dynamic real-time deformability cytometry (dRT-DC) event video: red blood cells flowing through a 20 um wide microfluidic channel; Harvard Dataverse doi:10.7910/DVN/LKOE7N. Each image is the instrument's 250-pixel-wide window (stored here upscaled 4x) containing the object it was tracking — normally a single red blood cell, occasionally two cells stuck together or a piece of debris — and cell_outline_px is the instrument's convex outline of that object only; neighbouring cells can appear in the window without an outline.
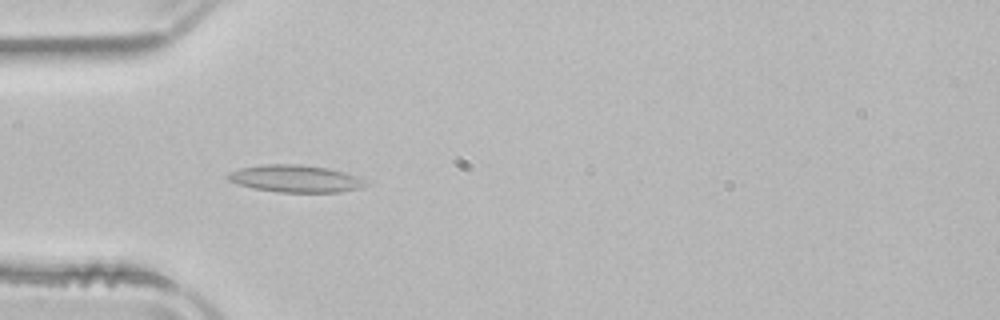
{"species": "common noctule bat (a hibernating species)", "species_latin": "Nyctalus noctula", "temperature_condition": "room temperature", "stored_images_in_passage": 52, "camera_frame_rate_fps": 3000, "um_per_image_px": 0.085, "animal": {"sex": "male", "body_mass_g": 21.5, "forearm_length_mm": 52.0}, "frame": {"image": 1, "passage_image": 16, "time_ms": 5.0, "image_size_px": [1000, 320], "cell_outline_px": [[368, 184], [360, 188], [340, 192], [276, 192], [252, 188], [228, 180], [224, 176], [228, 172], [240, 168], [264, 164], [300, 164], [328, 168], [344, 172], [356, 176], [364, 180]], "centroid_in_image_um": [25.07, 15.18], "position_along_channel_um": 59.9, "area_um2": 21.91}}
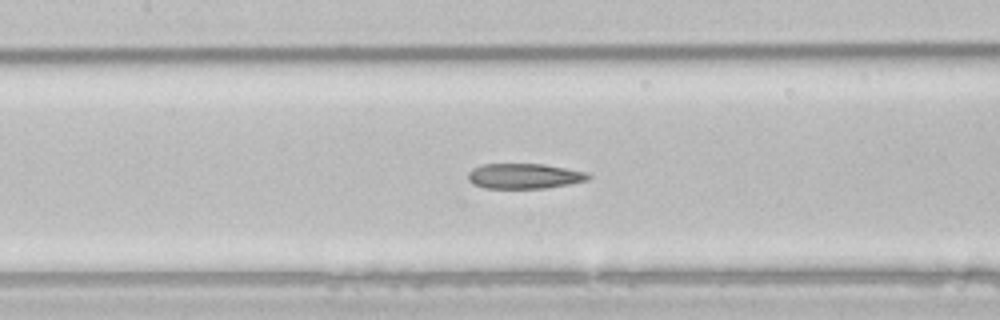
{"frame": {"image": 2, "passage_image": 24, "time_ms": 7.667, "image_size_px": [1000, 320], "cell_outline_px": [[592, 176], [588, 180], [568, 184], [544, 188], [484, 188], [472, 184], [468, 180], [468, 172], [472, 168], [480, 164], [544, 164], [588, 172]], "centroid_in_image_um": [44.54, 14.96], "position_along_channel_um": 162.9, "area_um2": 17.8}}
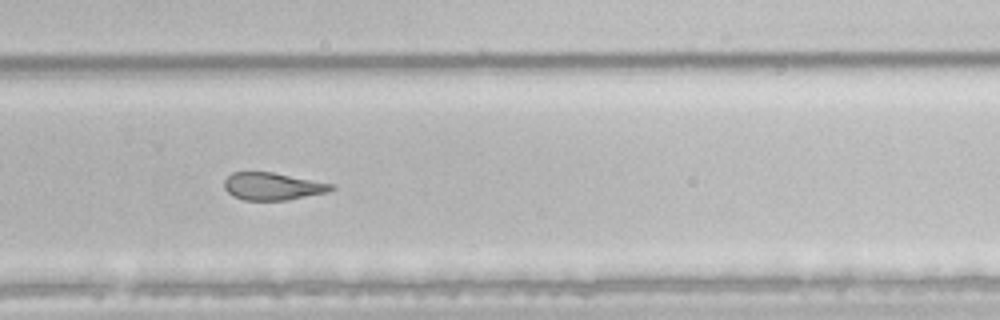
{"frame": {"image": 3, "passage_image": 35, "time_ms": 11.333, "image_size_px": [1000, 320], "cell_outline_px": [[336, 188], [328, 192], [284, 200], [244, 200], [232, 196], [224, 188], [224, 180], [232, 172], [272, 172], [332, 184]], "centroid_in_image_um": [23.13, 15.84], "position_along_channel_um": 306.7, "area_um2": 16.94}, "authors_computed_cell_mechanics": {"area_um2": 21.1837, "velocity_mm_per_s": 3.9501, "shape_relaxation_time_tau1_ms": null, "shape_relaxation_time_tau2_ms": 3.0239, "deformation_change_tau1": null, "deformation_change_tau2": 0.1253}}